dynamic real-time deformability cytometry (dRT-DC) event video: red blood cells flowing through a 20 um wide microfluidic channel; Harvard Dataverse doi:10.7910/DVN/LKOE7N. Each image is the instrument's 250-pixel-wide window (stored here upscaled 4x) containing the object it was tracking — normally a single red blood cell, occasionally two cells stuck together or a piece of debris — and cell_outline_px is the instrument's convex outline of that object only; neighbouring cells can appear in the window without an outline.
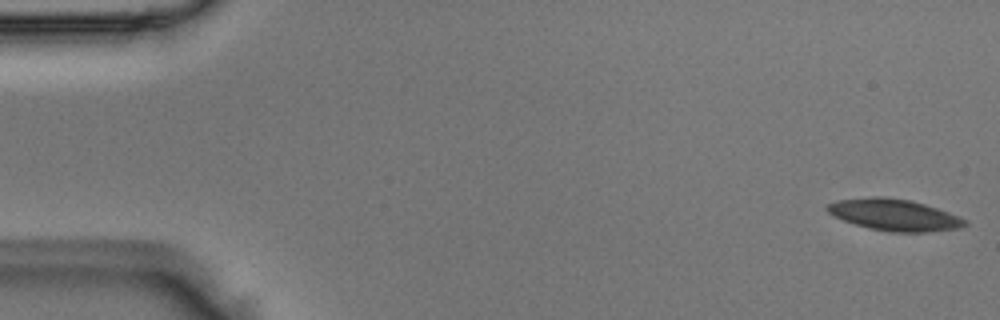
{"species": "Egyptian fruit bat (a non-hibernating species)", "species_latin": "Rousettus aegyptiacus", "temperature_condition": "room temperature", "stored_images_in_passage": 51, "camera_frame_rate_fps": 3000, "um_per_image_px": 0.085, "animal": {"sex": "male"}, "frame": {"image": 1, "passage_image": 1, "time_ms": 0.0, "image_size_px": [1000, 320], "cell_outline_px": [[968, 224], [960, 228], [928, 232], [892, 232], [868, 228], [844, 220], [828, 212], [824, 208], [828, 204], [836, 200], [868, 196], [880, 196], [908, 200], [924, 204], [948, 212], [968, 220]], "centroid_in_image_um": [76.01, 18.26], "position_along_channel_um": 9.0, "area_um2": 25.26}}
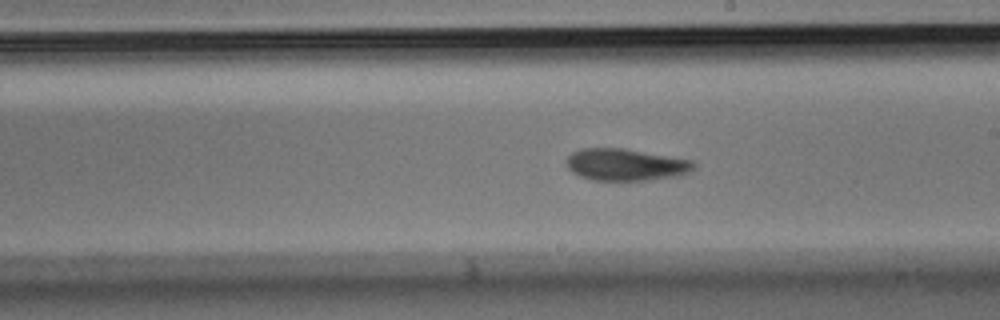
{"frame": {"image": 2, "passage_image": 29, "time_ms": 9.333, "image_size_px": [1000, 320], "cell_outline_px": [[696, 168], [680, 176], [648, 180], [592, 180], [580, 176], [572, 172], [568, 168], [568, 156], [572, 152], [580, 148], [624, 148], [692, 160], [696, 164]], "centroid_in_image_um": [53.21, 13.99], "position_along_channel_um": 235.8, "area_um2": 23.76}}
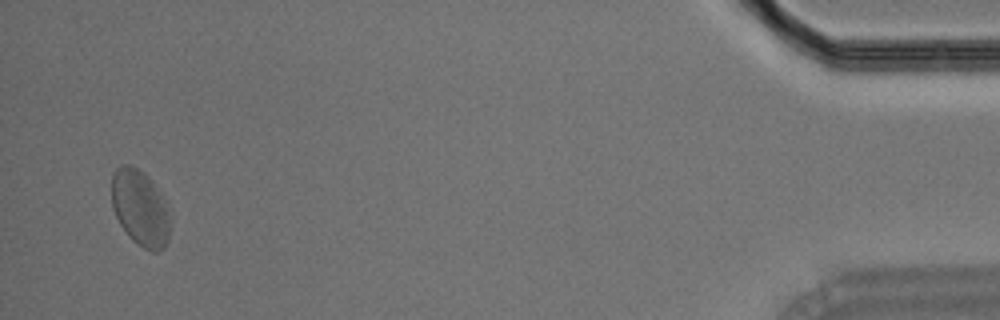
{"frame": {"image": 3, "passage_image": 50, "time_ms": 16.333, "image_size_px": [1000, 320], "cell_outline_px": [[168, 240], [164, 248], [156, 252], [152, 252], [136, 244], [132, 240], [120, 224], [112, 208], [112, 172], [120, 164], [132, 164], [144, 172], [152, 180], [156, 188], [168, 216]], "centroid_in_image_um": [11.85, 17.66], "position_along_channel_um": 423.3, "area_um2": 25.55}}